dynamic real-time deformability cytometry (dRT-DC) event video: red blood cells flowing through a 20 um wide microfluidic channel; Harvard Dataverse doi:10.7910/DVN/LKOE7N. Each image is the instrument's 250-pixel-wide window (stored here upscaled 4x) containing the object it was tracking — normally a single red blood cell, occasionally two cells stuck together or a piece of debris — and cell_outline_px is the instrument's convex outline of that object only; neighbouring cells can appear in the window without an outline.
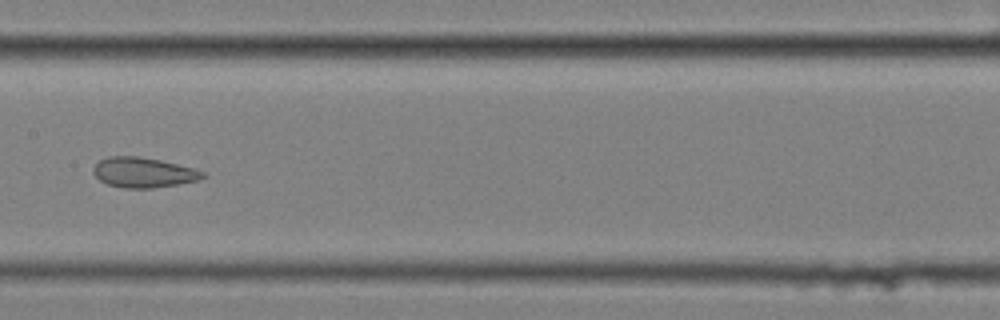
{"species": "common noctule bat (a hibernating species)", "species_latin": "Nyctalus noctula", "temperature_condition": "cold", "stored_images_in_passage": 10, "camera_frame_rate_fps": 3000, "um_per_image_px": 0.085, "animal": {"sex": "female", "body_mass_g": 25.1}, "frame": {"image": 1, "passage_image": 9, "time_ms": 2.667, "image_size_px": [1000, 320], "cell_outline_px": [[208, 176], [200, 180], [152, 188], [124, 188], [108, 184], [100, 180], [92, 172], [92, 168], [100, 160], [108, 156], [136, 156], [160, 160], [192, 168], [204, 172]], "centroid_in_image_um": [12.18, 14.66], "position_along_channel_um": 195.2, "area_um2": 19.07}}
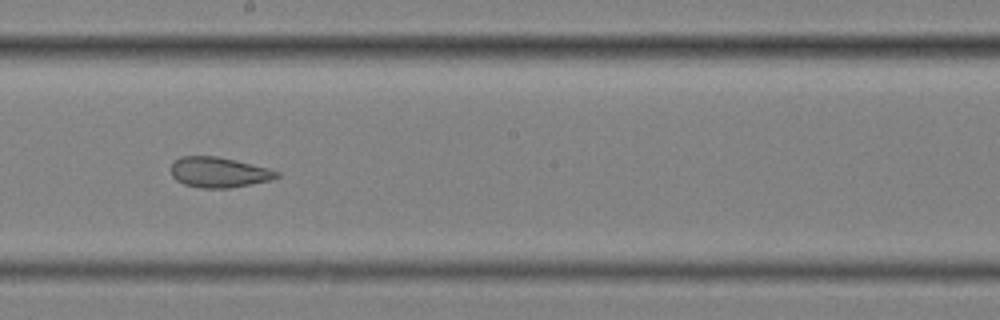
{"frame": {"image": 2, "passage_image": 10, "time_ms": 3.0, "image_size_px": [1000, 320], "cell_outline_px": [[280, 176], [272, 180], [228, 188], [200, 188], [184, 184], [176, 180], [172, 176], [172, 164], [180, 156], [216, 156], [236, 160], [268, 168], [280, 172]], "centroid_in_image_um": [18.62, 14.64], "position_along_channel_um": 229.6, "area_um2": 18.67}}